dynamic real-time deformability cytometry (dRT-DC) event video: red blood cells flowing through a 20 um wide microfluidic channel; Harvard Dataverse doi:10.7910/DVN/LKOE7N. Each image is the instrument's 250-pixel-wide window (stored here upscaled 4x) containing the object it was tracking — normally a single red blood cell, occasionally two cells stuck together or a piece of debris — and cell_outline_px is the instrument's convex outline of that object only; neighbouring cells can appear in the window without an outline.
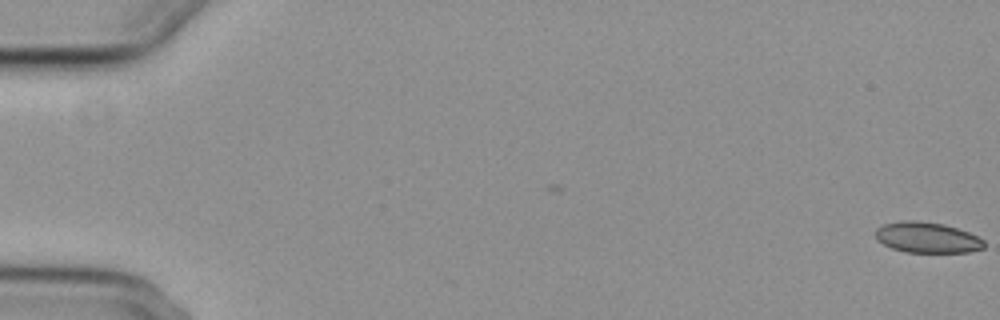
{"species": "common noctule bat (a hibernating species)", "species_latin": "Nyctalus noctula", "temperature_condition": "cold", "stored_images_in_passage": 55, "camera_frame_rate_fps": 3000, "um_per_image_px": 0.085, "animal": {"sex": "female", "body_mass_g": 29.2, "forearm_length_mm": 56.3}, "frame": {"image": 1, "passage_image": 1, "time_ms": 0.0, "image_size_px": [1000, 320], "cell_outline_px": [[984, 248], [972, 252], [904, 252], [892, 248], [876, 240], [876, 228], [884, 224], [904, 220], [916, 220], [944, 224], [968, 232], [984, 240]], "centroid_in_image_um": [78.8, 20.19], "position_along_channel_um": 6.2, "area_um2": 19.42}}
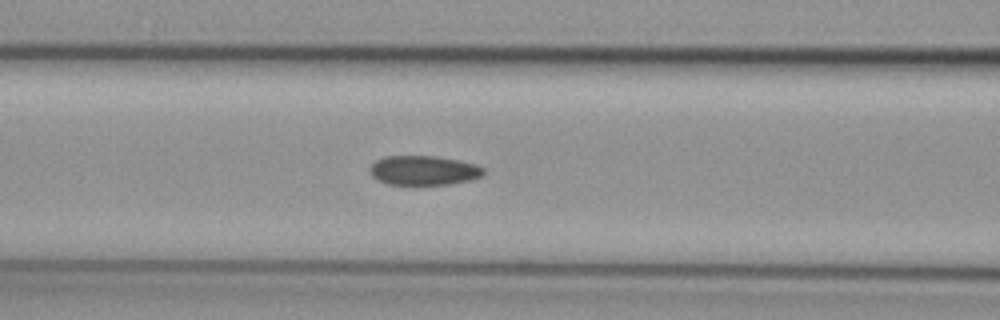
{"frame": {"image": 2, "passage_image": 25, "time_ms": 8.0, "image_size_px": [1000, 320], "cell_outline_px": [[484, 172], [480, 176], [472, 180], [448, 184], [388, 184], [372, 176], [368, 168], [376, 160], [384, 156], [436, 156], [460, 160], [476, 164], [484, 168]], "centroid_in_image_um": [36.02, 14.47], "position_along_channel_um": 130.6, "area_um2": 19.48}}
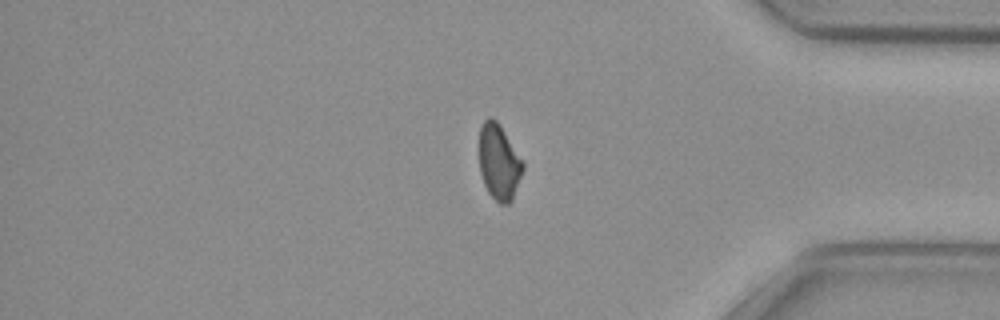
{"frame": {"image": 3, "passage_image": 48, "time_ms": 15.667, "image_size_px": [1000, 320], "cell_outline_px": [[524, 168], [512, 200], [508, 204], [500, 204], [488, 192], [484, 184], [480, 172], [480, 128], [484, 120], [488, 116], [496, 120], [500, 124], [524, 160]], "centroid_in_image_um": [42.44, 13.76], "position_along_channel_um": 392.8, "area_um2": 19.36}, "authors_computed_cell_mechanics": {"area_um2": 20.1722, "velocity_mm_per_s": 3.7171, "shape_relaxation_time_tau1_ms": null, "shape_relaxation_time_tau2_ms": 3.8575, "deformation_change_tau1": null, "deformation_change_tau2": 0.0645}}